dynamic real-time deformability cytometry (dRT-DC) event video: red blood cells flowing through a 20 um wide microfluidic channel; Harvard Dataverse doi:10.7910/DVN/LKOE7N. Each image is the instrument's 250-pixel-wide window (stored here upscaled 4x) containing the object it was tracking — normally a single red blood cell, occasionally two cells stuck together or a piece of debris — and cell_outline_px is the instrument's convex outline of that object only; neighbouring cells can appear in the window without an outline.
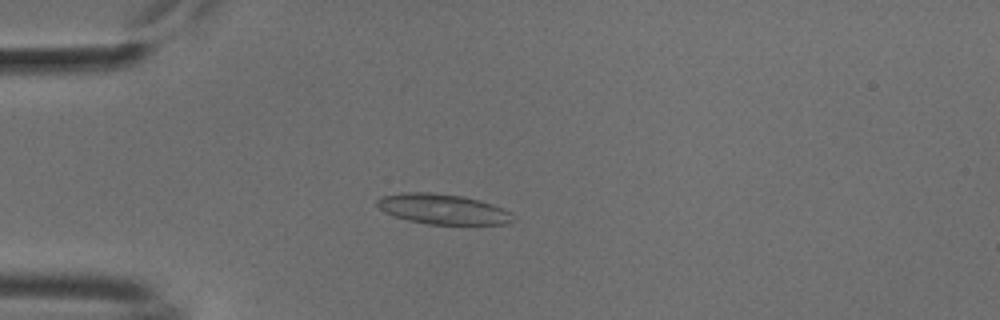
{"species": "common noctule bat (a hibernating species)", "species_latin": "Nyctalus noctula", "temperature_condition": "cold", "stored_images_in_passage": 54, "camera_frame_rate_fps": 3000, "um_per_image_px": 0.085, "animal": {"sex": "male", "body_mass_g": 18.8}, "frame": {"image": 1, "passage_image": 15, "time_ms": 4.667, "image_size_px": [1000, 320], "cell_outline_px": [[516, 220], [508, 224], [428, 224], [408, 220], [392, 216], [384, 212], [376, 204], [376, 200], [380, 196], [400, 192], [432, 192], [464, 196], [480, 200], [504, 208], [512, 212]], "centroid_in_image_um": [37.65, 17.76], "position_along_channel_um": 47.4, "area_um2": 24.33}}
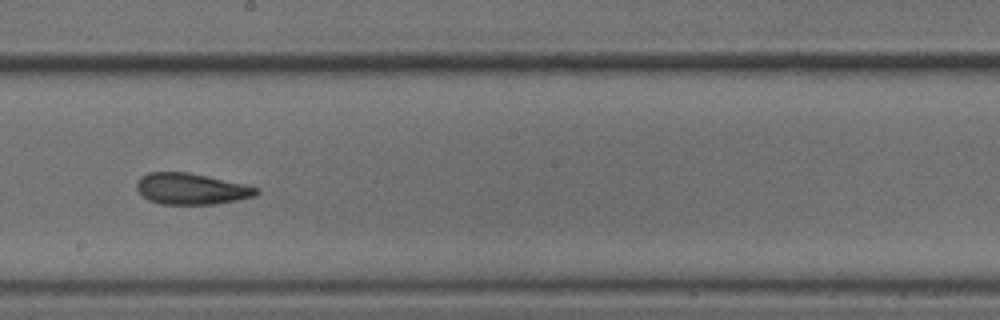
{"frame": {"image": 2, "passage_image": 31, "time_ms": 10.0, "image_size_px": [1000, 320], "cell_outline_px": [[260, 192], [256, 196], [216, 204], [160, 204], [148, 200], [136, 188], [136, 184], [140, 176], [148, 172], [188, 172], [208, 176], [244, 184], [260, 188]], "centroid_in_image_um": [16.27, 16.05], "position_along_channel_um": 231.9, "area_um2": 21.85}}
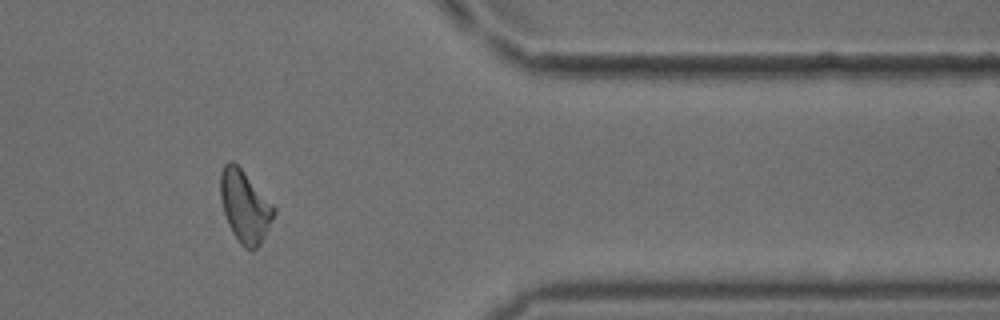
{"frame": {"image": 3, "passage_image": 45, "time_ms": 14.667, "image_size_px": [1000, 320], "cell_outline_px": [[276, 212], [260, 244], [252, 252], [244, 248], [240, 244], [232, 232], [228, 224], [224, 212], [220, 196], [220, 172], [224, 164], [228, 160], [232, 160], [240, 168], [276, 208]], "centroid_in_image_um": [20.79, 17.56], "position_along_channel_um": 390.6, "area_um2": 22.25}, "authors_computed_cell_mechanics": {"area_um2": 22.2241, "velocity_mm_per_s": 3.7888, "shape_relaxation_time_tau1_ms": 5.763, "shape_relaxation_time_tau2_ms": 2.6488, "deformation_change_tau1": 0.1215, "deformation_change_tau2": 0.0883}}